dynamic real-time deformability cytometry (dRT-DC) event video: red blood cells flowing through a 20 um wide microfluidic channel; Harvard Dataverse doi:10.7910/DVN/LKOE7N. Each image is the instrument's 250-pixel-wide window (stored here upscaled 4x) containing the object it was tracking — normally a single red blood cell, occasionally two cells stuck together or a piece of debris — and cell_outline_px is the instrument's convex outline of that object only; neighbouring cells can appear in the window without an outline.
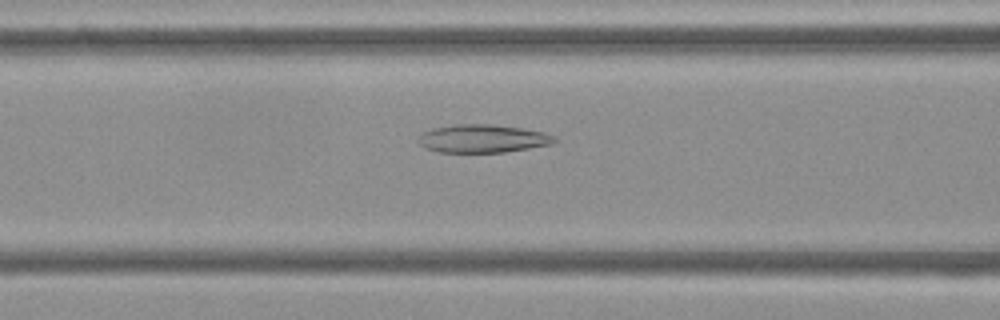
{"species": "Egyptian fruit bat (a non-hibernating species)", "species_latin": "Rousettus aegyptiacus", "temperature_condition": "cold", "stored_images_in_passage": 53, "camera_frame_rate_fps": 3000, "um_per_image_px": 0.085, "frame": {"image": 1, "passage_image": 21, "time_ms": 6.667, "image_size_px": [1000, 320], "cell_outline_px": [[556, 140], [552, 144], [504, 152], [440, 152], [424, 148], [416, 140], [424, 132], [432, 128], [456, 124], [492, 124], [520, 128], [544, 132], [552, 136]], "centroid_in_image_um": [40.98, 11.78], "position_along_channel_um": 125.6, "area_um2": 22.14}}
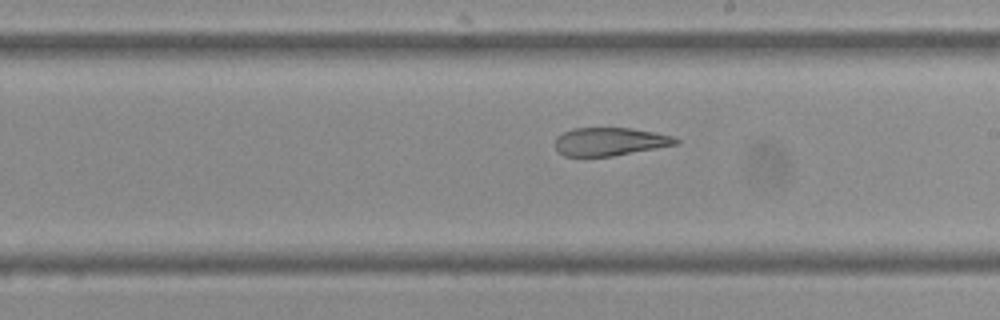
{"frame": {"image": 2, "passage_image": 30, "time_ms": 9.667, "image_size_px": [1000, 320], "cell_outline_px": [[680, 144], [612, 156], [564, 156], [556, 148], [556, 136], [572, 128], [632, 128], [656, 132], [672, 136], [680, 140]], "centroid_in_image_um": [51.88, 12.03], "position_along_channel_um": 237.1, "area_um2": 19.83}}
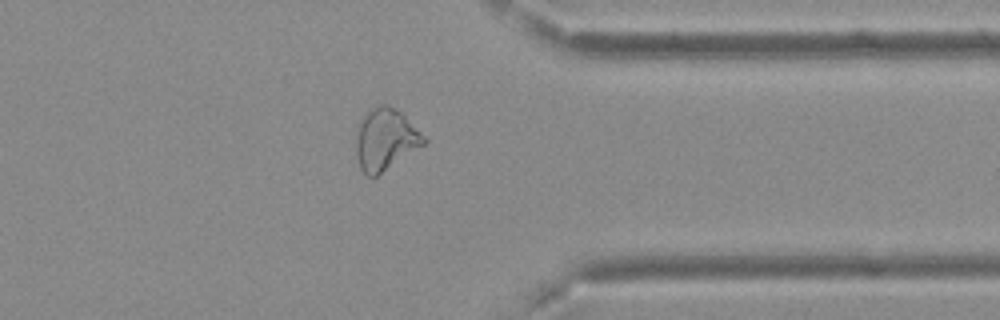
{"frame": {"image": 3, "passage_image": 42, "time_ms": 13.667, "image_size_px": [1000, 320], "cell_outline_px": [[428, 140], [424, 144], [376, 176], [368, 176], [360, 168], [356, 156], [356, 132], [360, 120], [372, 108], [380, 104], [388, 104], [396, 108]], "centroid_in_image_um": [32.73, 11.84], "position_along_channel_um": 378.7, "area_um2": 23.93}, "authors_computed_cell_mechanics": {"area_um2": 25.2586, "velocity_mm_per_s": 3.7285, "shape_relaxation_time_tau1_ms": null, "shape_relaxation_time_tau2_ms": 3.0785, "deformation_change_tau1": null, "deformation_change_tau2": 0.1144}}